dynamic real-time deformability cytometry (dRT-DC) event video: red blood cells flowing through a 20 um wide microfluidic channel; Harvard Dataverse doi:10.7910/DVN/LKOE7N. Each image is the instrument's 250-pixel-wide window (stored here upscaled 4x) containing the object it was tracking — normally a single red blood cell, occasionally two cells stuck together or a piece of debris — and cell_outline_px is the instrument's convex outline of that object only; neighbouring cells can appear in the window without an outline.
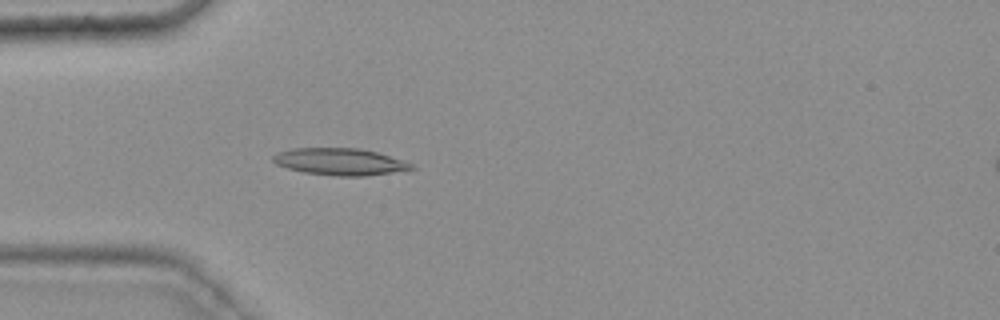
{"species": "common noctule bat (a hibernating species)", "species_latin": "Nyctalus noctula", "temperature_condition": "warm", "stored_images_in_passage": 24, "camera_frame_rate_fps": 3000, "um_per_image_px": 0.085, "animal": {"sex": "female", "body_mass_g": 25.1}, "frame": {"image": 1, "passage_image": 15, "time_ms": 4.667, "image_size_px": [1000, 320], "cell_outline_px": [[416, 168], [392, 172], [364, 176], [336, 176], [304, 172], [288, 168], [276, 164], [272, 160], [272, 156], [280, 152], [296, 148], [360, 148], [376, 152], [412, 164]], "centroid_in_image_um": [28.86, 13.74], "position_along_channel_um": 56.1, "area_um2": 21.33}}
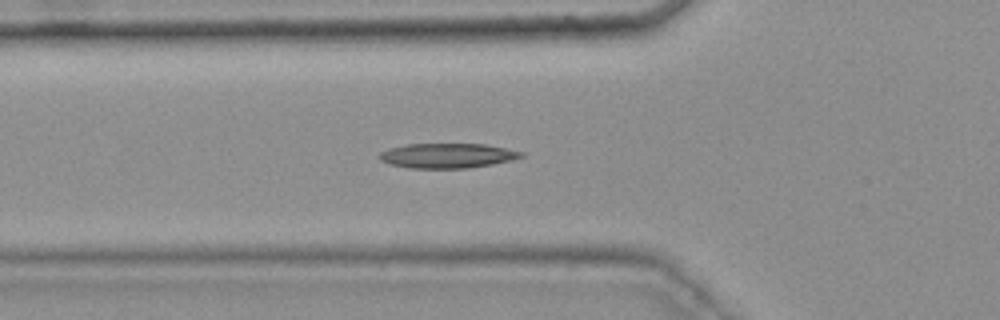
{"frame": {"image": 2, "passage_image": 18, "time_ms": 5.667, "image_size_px": [1000, 320], "cell_outline_px": [[524, 156], [512, 160], [492, 164], [468, 168], [408, 168], [388, 164], [380, 160], [380, 152], [392, 148], [408, 144], [484, 144], [524, 152]], "centroid_in_image_um": [38.03, 13.24], "position_along_channel_um": 87.8, "area_um2": 20.35}}
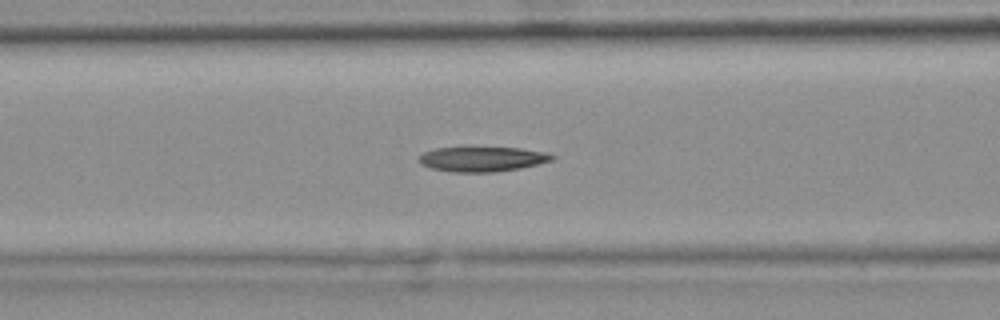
{"frame": {"image": 3, "passage_image": 21, "time_ms": 6.667, "image_size_px": [1000, 320], "cell_outline_px": [[556, 160], [520, 168], [496, 172], [452, 172], [432, 168], [420, 164], [420, 156], [424, 152], [436, 148], [520, 148], [548, 152], [556, 156]], "centroid_in_image_um": [41.07, 13.53], "position_along_channel_um": 125.5, "area_um2": 19.25}}